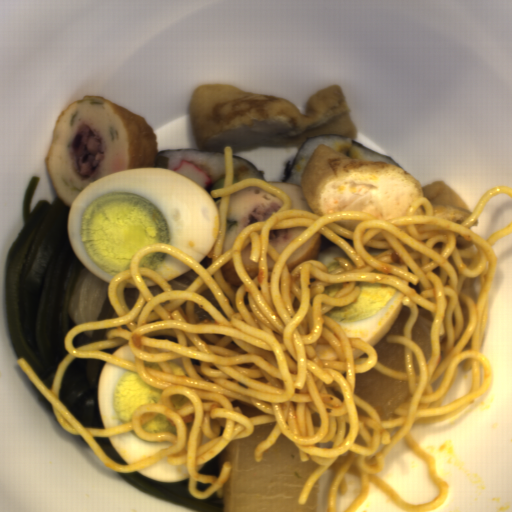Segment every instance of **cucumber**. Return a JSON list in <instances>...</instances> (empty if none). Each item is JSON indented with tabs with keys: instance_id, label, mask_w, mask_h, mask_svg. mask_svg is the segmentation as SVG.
Segmentation results:
<instances>
[{
	"instance_id": "obj_1",
	"label": "cucumber",
	"mask_w": 512,
	"mask_h": 512,
	"mask_svg": "<svg viewBox=\"0 0 512 512\" xmlns=\"http://www.w3.org/2000/svg\"><path fill=\"white\" fill-rule=\"evenodd\" d=\"M225 180H226V176H224L218 180H215L213 182H210L208 187L205 189L212 199H213V197H212L211 191H213L215 189H219V188H224Z\"/></svg>"
},
{
	"instance_id": "obj_2",
	"label": "cucumber",
	"mask_w": 512,
	"mask_h": 512,
	"mask_svg": "<svg viewBox=\"0 0 512 512\" xmlns=\"http://www.w3.org/2000/svg\"><path fill=\"white\" fill-rule=\"evenodd\" d=\"M240 180H243V179L241 178V176L239 175V173H238V172H234V176H233L232 184H233V183H235V182H238V181H240Z\"/></svg>"
}]
</instances>
